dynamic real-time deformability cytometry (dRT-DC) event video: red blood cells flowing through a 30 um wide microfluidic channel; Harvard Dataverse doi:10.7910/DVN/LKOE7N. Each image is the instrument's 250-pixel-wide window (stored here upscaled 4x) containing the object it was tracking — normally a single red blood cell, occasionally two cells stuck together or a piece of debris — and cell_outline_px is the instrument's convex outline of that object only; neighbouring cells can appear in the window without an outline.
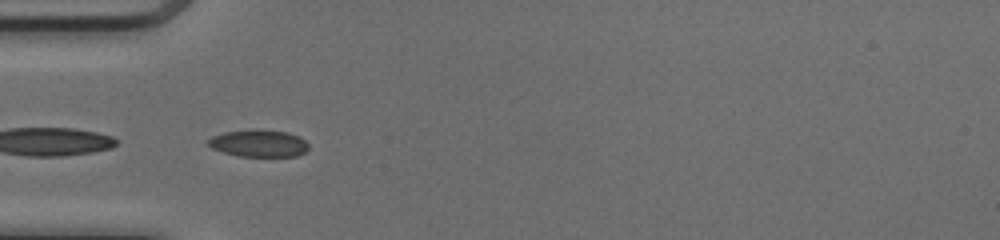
{"species": "common noctule bat (a hibernating species)", "species_latin": "Nyctalus noctula", "temperature_condition": "cold", "stored_images_in_passage": 20, "camera_frame_rate_fps": 3000, "um_per_image_px": 0.085, "animal": {"sex": "female", "body_mass_g": 17.0, "forearm_length_mm": 48.0}, "frame": {"image": 1, "passage_image": 17, "time_ms": 5.333, "image_size_px": [1000, 240], "cell_outline_px": [[308, 148], [304, 152], [296, 156], [236, 156], [212, 148], [208, 144], [208, 140], [212, 136], [224, 132], [288, 132], [300, 136], [308, 144]], "centroid_in_image_um": [22.01, 12.23], "position_along_channel_um": 63.0, "area_um2": 15.09}}